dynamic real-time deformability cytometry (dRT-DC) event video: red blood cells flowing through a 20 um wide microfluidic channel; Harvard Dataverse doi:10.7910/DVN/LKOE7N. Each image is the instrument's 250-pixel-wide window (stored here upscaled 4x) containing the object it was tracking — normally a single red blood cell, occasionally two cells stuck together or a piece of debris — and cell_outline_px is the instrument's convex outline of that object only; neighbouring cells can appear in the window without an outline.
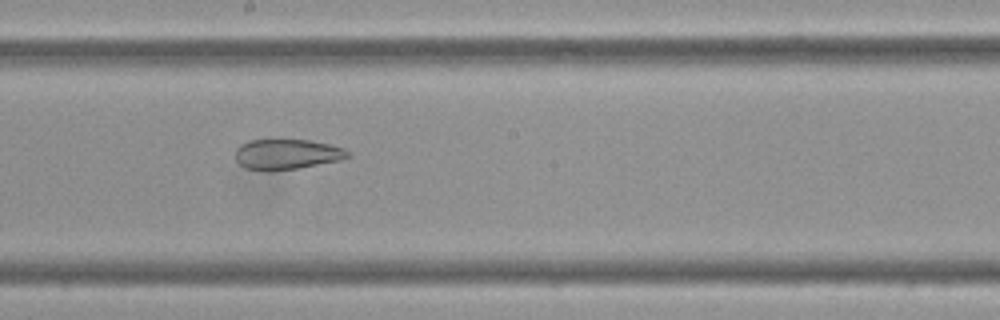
{"species": "Egyptian fruit bat (a non-hibernating species)", "species_latin": "Rousettus aegyptiacus", "temperature_condition": "cold", "stored_images_in_passage": 47, "camera_frame_rate_fps": 3000, "um_per_image_px": 0.085, "frame": {"image": 1, "passage_image": 26, "time_ms": 8.333, "image_size_px": [1000, 320], "cell_outline_px": [[352, 156], [340, 160], [300, 168], [244, 168], [236, 160], [236, 148], [240, 144], [252, 140], [276, 136], [280, 136], [308, 140], [328, 144], [344, 148], [352, 152]], "centroid_in_image_um": [24.43, 13.02], "position_along_channel_um": 223.8, "area_um2": 20.17}}
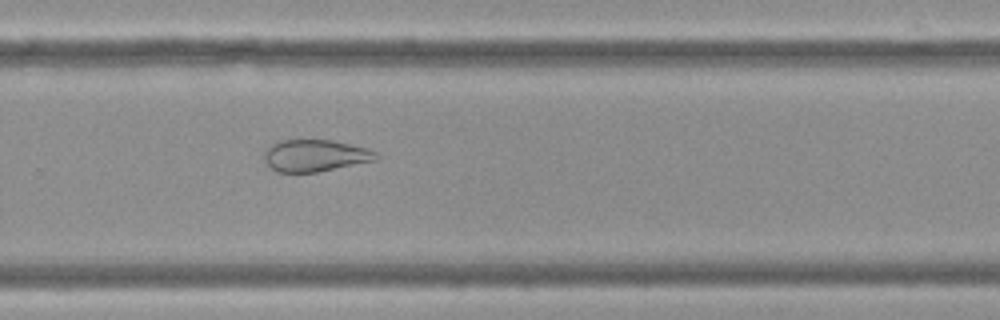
{"frame": {"image": 2, "passage_image": 33, "time_ms": 10.667, "image_size_px": [1000, 320], "cell_outline_px": [[380, 156], [376, 160], [316, 172], [276, 172], [264, 160], [264, 152], [272, 144], [280, 140], [332, 140], [368, 148], [376, 152]], "centroid_in_image_um": [26.8, 13.22], "position_along_channel_um": 303.0, "area_um2": 20.69}}
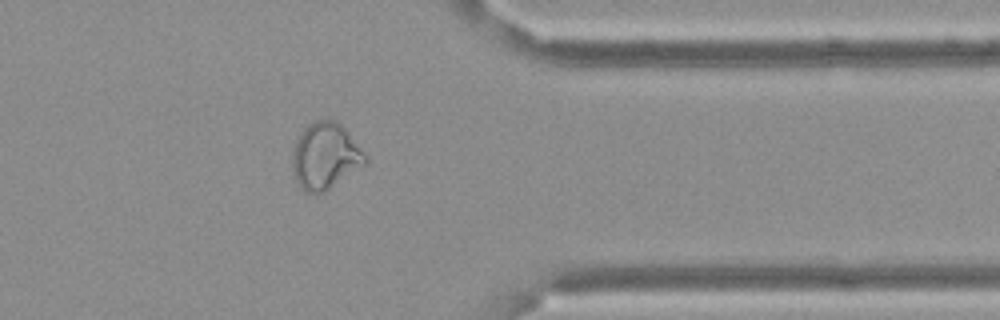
{"frame": {"image": 3, "passage_image": 41, "time_ms": 13.333, "image_size_px": [1000, 320], "cell_outline_px": [[368, 164], [328, 188], [320, 192], [304, 192], [300, 188], [292, 172], [292, 148], [300, 132], [308, 124], [316, 120], [336, 120], [348, 132], [368, 156]], "centroid_in_image_um": [27.64, 13.25], "position_along_channel_um": 383.8, "area_um2": 28.32}, "authors_computed_cell_mechanics": {"area_um2": 26.877, "velocity_mm_per_s": 3.4066, "shape_relaxation_time_tau1_ms": null, "shape_relaxation_time_tau2_ms": 2.3786, "deformation_change_tau1": null, "deformation_change_tau2": 0.1006}}